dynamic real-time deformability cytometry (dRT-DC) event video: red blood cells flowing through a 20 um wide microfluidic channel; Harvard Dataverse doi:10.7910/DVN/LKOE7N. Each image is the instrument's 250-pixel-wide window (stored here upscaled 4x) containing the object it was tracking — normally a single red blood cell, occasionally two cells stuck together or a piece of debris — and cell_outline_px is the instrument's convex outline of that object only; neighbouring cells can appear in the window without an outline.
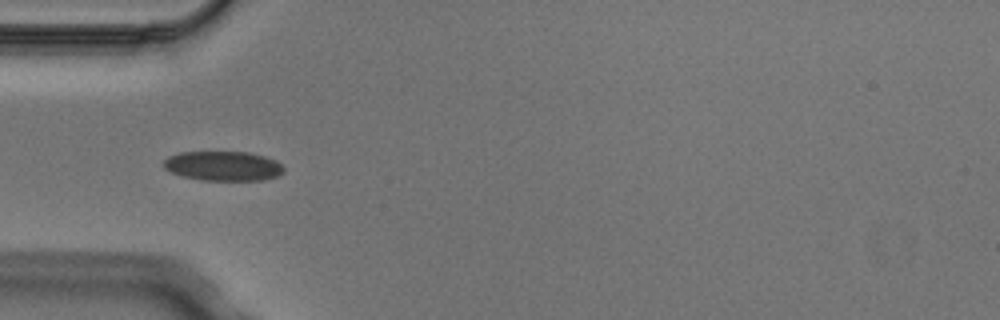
{"species": "Egyptian fruit bat (a non-hibernating species)", "species_latin": "Rousettus aegyptiacus", "temperature_condition": "cold", "stored_images_in_passage": 5, "camera_frame_rate_fps": 3000, "um_per_image_px": 0.085, "animal": {"sex": "male"}, "frame": {"image": 1, "passage_image": 4, "time_ms": 1.0, "image_size_px": [1000, 320], "cell_outline_px": [[284, 172], [276, 176], [264, 180], [200, 180], [184, 176], [172, 172], [164, 168], [164, 160], [168, 156], [180, 152], [248, 152], [264, 156], [276, 160], [284, 168]], "centroid_in_image_um": [18.98, 14.1], "position_along_channel_um": 66.0, "area_um2": 20.63}}
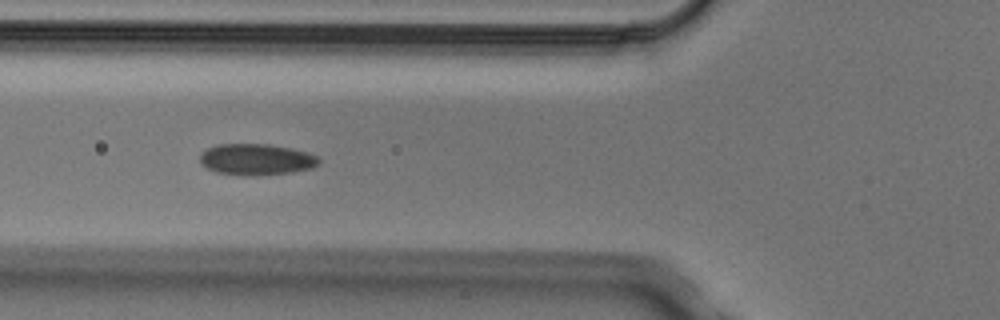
{"frame": {"image": 2, "passage_image": 5, "time_ms": 1.333, "image_size_px": [1000, 320], "cell_outline_px": [[320, 164], [312, 168], [292, 172], [248, 176], [244, 176], [216, 172], [200, 164], [200, 156], [208, 148], [216, 144], [268, 144], [292, 148], [308, 152], [320, 156]], "centroid_in_image_um": [21.83, 13.55], "position_along_channel_um": 104.0, "area_um2": 21.85}}